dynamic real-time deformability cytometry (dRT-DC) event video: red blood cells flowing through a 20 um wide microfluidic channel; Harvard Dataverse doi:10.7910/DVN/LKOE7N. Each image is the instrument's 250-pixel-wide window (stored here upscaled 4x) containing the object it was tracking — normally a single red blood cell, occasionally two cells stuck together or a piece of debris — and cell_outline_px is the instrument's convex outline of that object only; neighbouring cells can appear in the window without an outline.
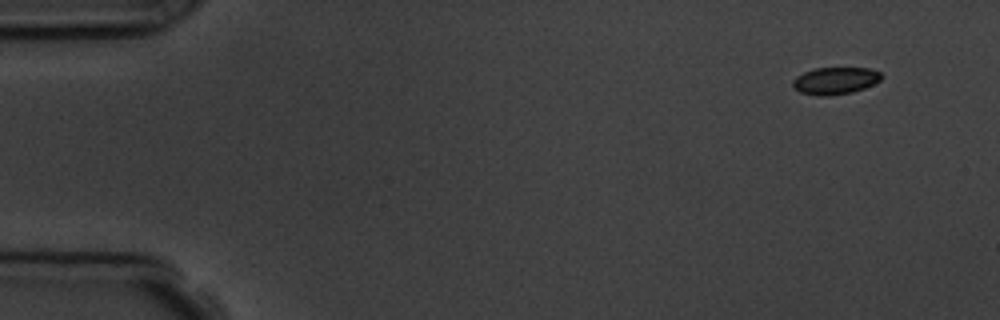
{"species": "common noctule bat (a hibernating species)", "species_latin": "Nyctalus noctula", "temperature_condition": "room temperature", "stored_images_in_passage": 5, "camera_frame_rate_fps": 3000, "um_per_image_px": 0.085, "animal": {"sex": "male", "body_mass_g": 19.5, "forearm_length_mm": 54.6}, "frame": {"image": 1, "passage_image": 1, "time_ms": 0.0, "image_size_px": [1000, 320], "cell_outline_px": [[880, 80], [864, 88], [852, 92], [828, 96], [816, 96], [800, 92], [792, 84], [792, 80], [796, 76], [804, 72], [816, 68], [872, 68], [880, 72]], "centroid_in_image_um": [70.97, 6.86], "position_along_channel_um": 14.0, "area_um2": 13.93}}
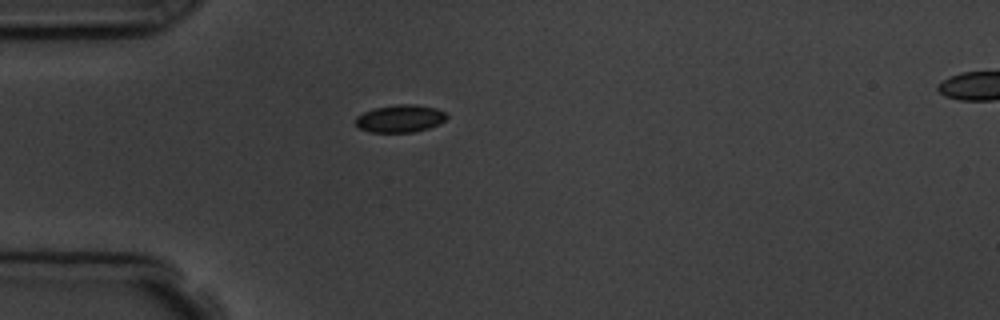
{"frame": {"image": 2, "passage_image": 4, "time_ms": 3.667, "image_size_px": [1000, 320], "cell_outline_px": [[448, 116], [440, 124], [428, 128], [412, 132], [372, 132], [360, 128], [356, 124], [356, 116], [364, 112], [376, 108], [396, 104], [416, 104], [436, 108], [444, 112]], "centroid_in_image_um": [34.03, 10.07], "position_along_channel_um": 51.0, "area_um2": 14.51}}